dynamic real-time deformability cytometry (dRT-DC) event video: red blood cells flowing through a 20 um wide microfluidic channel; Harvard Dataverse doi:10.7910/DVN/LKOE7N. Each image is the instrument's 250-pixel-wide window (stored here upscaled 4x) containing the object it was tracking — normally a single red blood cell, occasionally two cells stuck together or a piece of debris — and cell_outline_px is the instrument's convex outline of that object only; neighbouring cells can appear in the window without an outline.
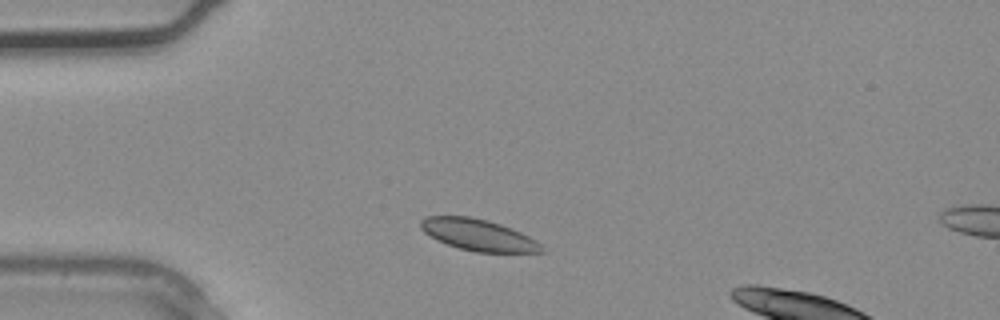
{"species": "common noctule bat (a hibernating species)", "species_latin": "Nyctalus noctula", "temperature_condition": "warm", "stored_images_in_passage": 2, "camera_frame_rate_fps": 3000, "um_per_image_px": 0.085, "animal": {"sex": "male", "body_mass_g": 20.4}, "frame": {"image": 1, "passage_image": 2, "time_ms": 0.333, "image_size_px": [1000, 320], "cell_outline_px": [[548, 252], [476, 252], [460, 248], [436, 240], [424, 232], [420, 228], [420, 220], [428, 216], [468, 216], [488, 220], [512, 228], [536, 240]], "centroid_in_image_um": [40.66, 19.96], "position_along_channel_um": 44.3, "area_um2": 22.14}}